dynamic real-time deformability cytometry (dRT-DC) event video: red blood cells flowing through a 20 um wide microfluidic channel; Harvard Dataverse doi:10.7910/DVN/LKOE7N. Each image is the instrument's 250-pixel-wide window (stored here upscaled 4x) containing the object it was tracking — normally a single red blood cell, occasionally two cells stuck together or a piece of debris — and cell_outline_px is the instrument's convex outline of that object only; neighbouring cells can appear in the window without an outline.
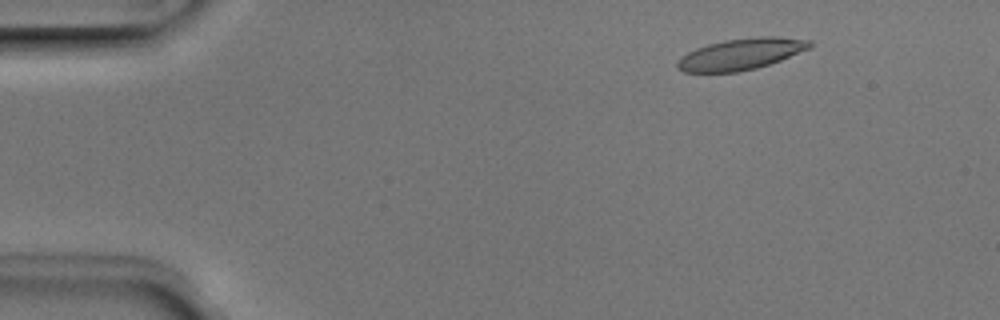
{"species": "Egyptian fruit bat (a non-hibernating species)", "species_latin": "Rousettus aegyptiacus", "temperature_condition": "room temperature", "stored_images_in_passage": 51, "camera_frame_rate_fps": 3000, "um_per_image_px": 0.085, "animal": {"sex": "male"}, "frame": {"image": 1, "passage_image": 7, "time_ms": 2.0, "image_size_px": [1000, 320], "cell_outline_px": [[816, 44], [812, 48], [780, 60], [756, 68], [736, 72], [684, 72], [676, 68], [676, 64], [688, 52], [696, 48], [708, 44], [724, 40], [756, 36], [780, 36], [812, 40]], "centroid_in_image_um": [63.07, 4.58], "position_along_channel_um": 21.9, "area_um2": 24.33}}
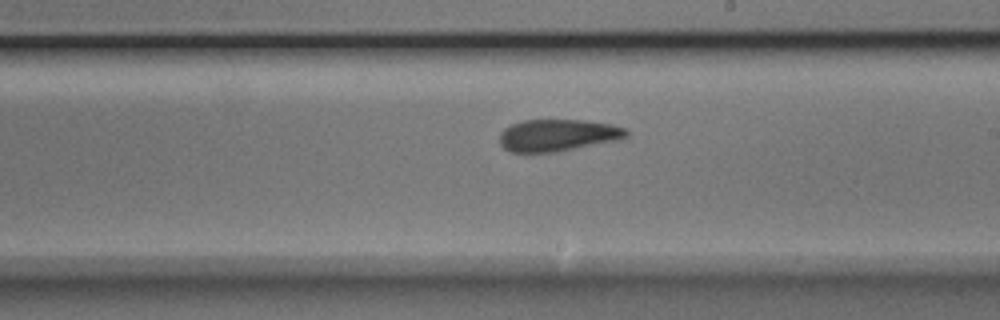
{"frame": {"image": 2, "passage_image": 30, "time_ms": 9.667, "image_size_px": [1000, 320], "cell_outline_px": [[628, 136], [616, 140], [552, 152], [512, 152], [504, 148], [500, 144], [500, 132], [504, 128], [512, 124], [524, 120], [588, 120], [612, 124], [628, 128]], "centroid_in_image_um": [47.41, 11.47], "position_along_channel_um": 241.6, "area_um2": 23.47}}
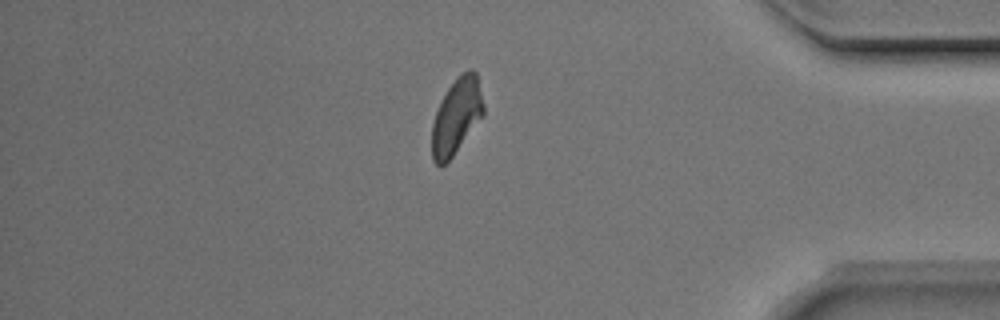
{"frame": {"image": 3, "passage_image": 44, "time_ms": 14.333, "image_size_px": [1000, 320], "cell_outline_px": [[484, 112], [452, 156], [444, 164], [436, 164], [432, 160], [432, 124], [436, 112], [448, 88], [460, 72], [472, 68], [476, 72], [484, 108]], "centroid_in_image_um": [38.79, 9.84], "position_along_channel_um": 396.4, "area_um2": 22.08}, "authors_computed_cell_mechanics": {"area_um2": 23.8714, "velocity_mm_per_s": 3.9635, "shape_relaxation_time_tau1_ms": 5.7602, "shape_relaxation_time_tau2_ms": 2.9354, "deformation_change_tau1": 0.1487, "deformation_change_tau2": 0.0895}}